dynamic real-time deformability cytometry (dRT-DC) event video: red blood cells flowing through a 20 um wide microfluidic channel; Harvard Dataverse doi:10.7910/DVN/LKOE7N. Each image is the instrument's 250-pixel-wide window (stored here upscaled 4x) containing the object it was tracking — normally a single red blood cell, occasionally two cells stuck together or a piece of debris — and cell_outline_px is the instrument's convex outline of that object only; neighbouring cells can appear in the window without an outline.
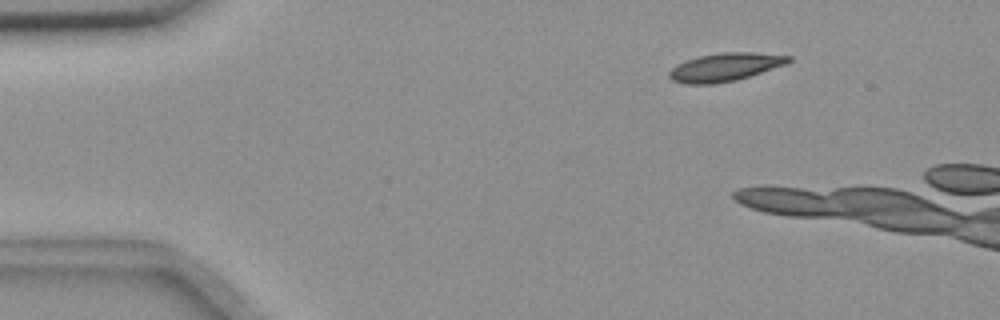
{"species": "common noctule bat (a hibernating species)", "species_latin": "Nyctalus noctula", "temperature_condition": "room temperature", "stored_images_in_passage": 4, "camera_frame_rate_fps": 3000, "um_per_image_px": 0.085, "animal": {"sex": "female", "body_mass_g": 18.4}, "frame": {"image": 1, "passage_image": 1, "time_ms": 0.0, "image_size_px": [1000, 320], "cell_outline_px": [[792, 60], [784, 64], [736, 80], [716, 84], [684, 84], [672, 80], [668, 76], [668, 72], [676, 64], [700, 56], [720, 52], [752, 52], [792, 56]], "centroid_in_image_um": [61.58, 5.71], "position_along_channel_um": 23.4, "area_um2": 19.42}}